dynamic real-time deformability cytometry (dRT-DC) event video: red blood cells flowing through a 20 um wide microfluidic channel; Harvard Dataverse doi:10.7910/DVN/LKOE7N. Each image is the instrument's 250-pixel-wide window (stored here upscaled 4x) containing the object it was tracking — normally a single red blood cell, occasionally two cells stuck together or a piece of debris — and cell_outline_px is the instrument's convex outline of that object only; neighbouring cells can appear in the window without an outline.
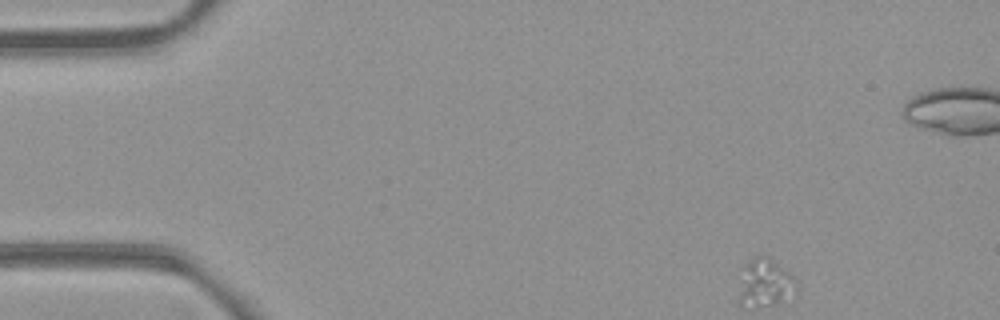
{"species": "common noctule bat (a hibernating species)", "species_latin": "Nyctalus noctula", "temperature_condition": "room temperature", "stored_images_in_passage": 5, "camera_frame_rate_fps": 3000, "um_per_image_px": 0.085, "animal": {"sex": "female", "body_mass_g": 21.9}, "frame": {"image": 1, "passage_image": 1, "time_ms": 0.0, "image_size_px": [1000, 320], "cell_outline_px": [[796, 288], [776, 304], [740, 304], [740, 292], [744, 268], [756, 256], [768, 256], [788, 272], [796, 280]], "centroid_in_image_um": [65.05, 24.0], "position_along_channel_um": 19.9, "area_um2": 14.74}}